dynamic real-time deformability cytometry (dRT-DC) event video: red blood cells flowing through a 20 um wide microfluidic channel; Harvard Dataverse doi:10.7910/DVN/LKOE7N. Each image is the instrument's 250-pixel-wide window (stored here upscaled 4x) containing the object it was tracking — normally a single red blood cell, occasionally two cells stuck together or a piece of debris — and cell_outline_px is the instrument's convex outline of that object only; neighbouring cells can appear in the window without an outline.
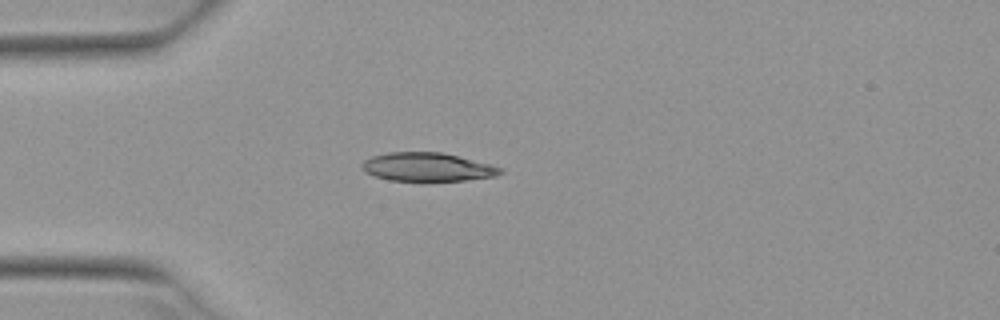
{"species": "Egyptian fruit bat (a non-hibernating species)", "species_latin": "Rousettus aegyptiacus", "temperature_condition": "warm", "stored_images_in_passage": 4, "camera_frame_rate_fps": 3000, "um_per_image_px": 0.085, "animal": {"sex": "female"}, "frame": {"image": 1, "passage_image": 3, "time_ms": 0.667, "image_size_px": [1000, 320], "cell_outline_px": [[504, 172], [496, 176], [464, 180], [420, 184], [388, 180], [364, 172], [360, 168], [360, 164], [364, 160], [372, 156], [388, 152], [440, 152], [504, 168]], "centroid_in_image_um": [36.27, 14.25], "position_along_channel_um": 48.7, "area_um2": 23.87}}